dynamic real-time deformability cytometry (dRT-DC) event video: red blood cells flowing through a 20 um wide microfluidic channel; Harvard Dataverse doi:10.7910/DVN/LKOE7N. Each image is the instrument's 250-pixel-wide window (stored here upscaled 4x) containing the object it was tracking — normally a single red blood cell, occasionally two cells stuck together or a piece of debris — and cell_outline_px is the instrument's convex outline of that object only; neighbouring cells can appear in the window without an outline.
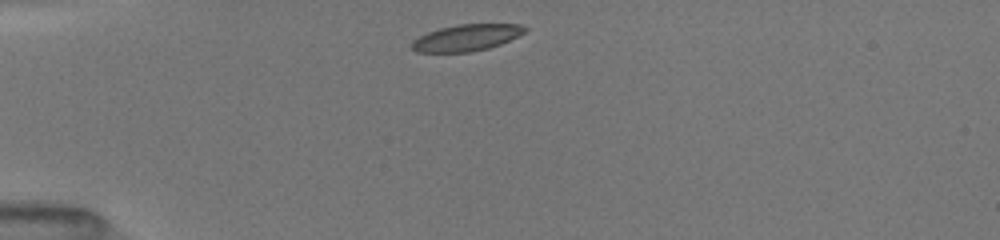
{"species": "common noctule bat (a hibernating species)", "species_latin": "Nyctalus noctula", "temperature_condition": "room temperature", "stored_images_in_passage": 44, "camera_frame_rate_fps": 3000, "um_per_image_px": 0.085, "animal": {"sex": "female", "body_mass_g": 19.5, "forearm_length_mm": 54.1}, "frame": {"image": 1, "passage_image": 1, "time_ms": 0.0, "image_size_px": [1000, 240], "cell_outline_px": [[528, 28], [524, 32], [500, 44], [488, 48], [472, 52], [416, 52], [412, 48], [412, 40], [428, 32], [440, 28], [460, 24], [520, 24]], "centroid_in_image_um": [39.63, 3.2], "position_along_channel_um": 45.4, "area_um2": 17.28}}
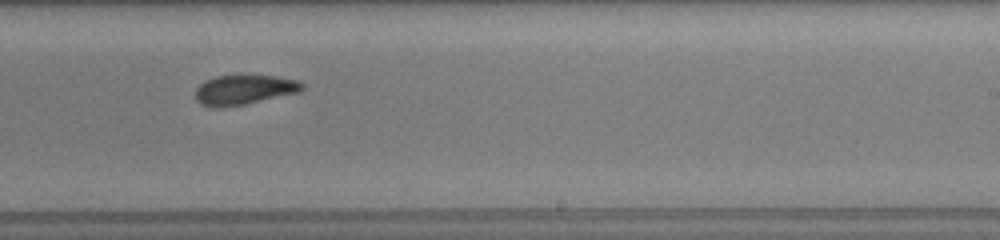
{"frame": {"image": 2, "passage_image": 25, "time_ms": 6.333, "image_size_px": [1000, 240], "cell_outline_px": [[304, 88], [296, 92], [244, 104], [216, 108], [200, 104], [196, 100], [196, 88], [200, 84], [216, 76], [276, 76], [296, 80], [304, 84]], "centroid_in_image_um": [20.71, 7.63], "position_along_channel_um": 268.3, "area_um2": 17.98}}
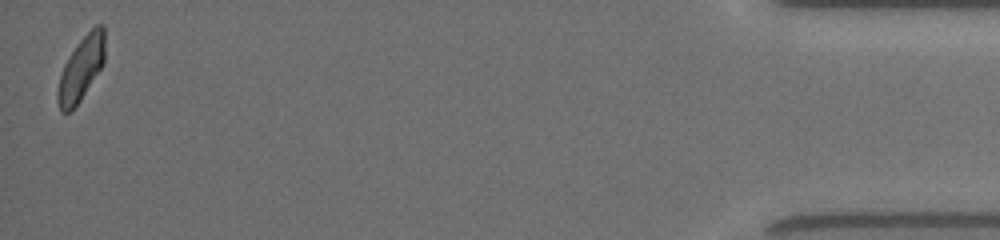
{"frame": {"image": 3, "passage_image": 44, "time_ms": 12.333, "image_size_px": [1000, 240], "cell_outline_px": [[104, 64], [72, 112], [60, 112], [56, 100], [56, 92], [60, 76], [64, 64], [80, 40], [96, 24], [104, 24]], "centroid_in_image_um": [6.88, 5.87], "position_along_channel_um": 428.3, "area_um2": 17.57}, "authors_computed_cell_mechanics": {"area_um2": 18.3226, "velocity_mm_per_s": 4.0157, "shape_relaxation_time_tau1_ms": 2.9401, "shape_relaxation_time_tau2_ms": 3.8225, "deformation_change_tau1": 0.1242, "deformation_change_tau2": 0.1066}}